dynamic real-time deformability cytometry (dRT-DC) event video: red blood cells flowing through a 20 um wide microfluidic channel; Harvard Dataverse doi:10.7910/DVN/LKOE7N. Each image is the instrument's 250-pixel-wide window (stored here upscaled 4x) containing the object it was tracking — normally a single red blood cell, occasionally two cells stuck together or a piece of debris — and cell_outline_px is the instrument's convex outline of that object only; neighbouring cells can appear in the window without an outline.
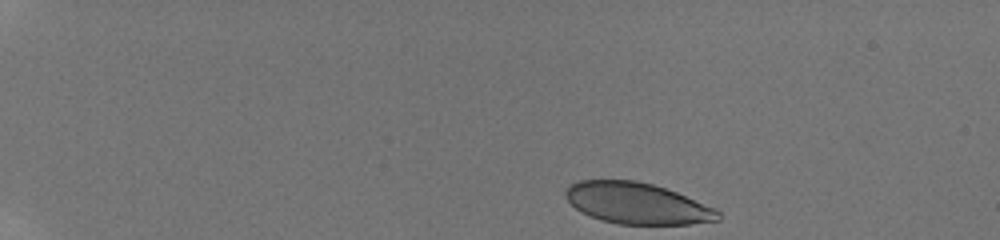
{"species": "human", "species_latin": "Homo sapiens", "temperature_condition": "room temperature", "stored_images_in_passage": 20, "camera_frame_rate_fps": 3000, "um_per_image_px": 0.085, "donor": {"sex": "male"}, "frame": {"image": 1, "passage_image": 1, "time_ms": 0.0, "image_size_px": [1000, 240], "cell_outline_px": [[720, 220], [688, 224], [616, 224], [600, 220], [588, 216], [580, 212], [564, 196], [564, 192], [572, 184], [580, 180], [636, 180], [652, 184], [676, 192], [716, 208], [720, 212]], "centroid_in_image_um": [54.14, 17.29], "position_along_channel_um": 30.9, "area_um2": 36.65}}
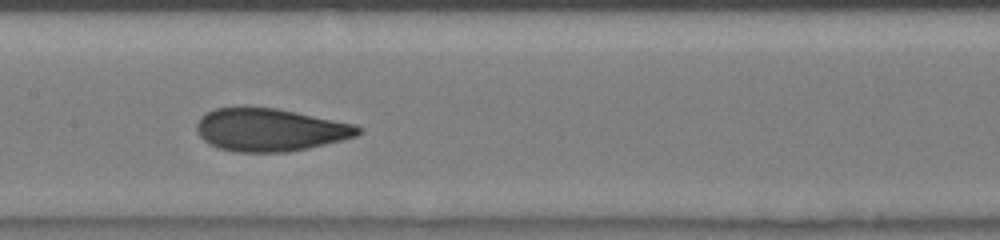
{"frame": {"image": 2, "passage_image": 11, "time_ms": 6.667, "image_size_px": [1000, 240], "cell_outline_px": [[364, 132], [356, 136], [344, 140], [308, 148], [288, 152], [236, 152], [220, 148], [208, 144], [196, 132], [196, 124], [200, 116], [216, 108], [276, 108], [356, 124], [364, 128]], "centroid_in_image_um": [22.99, 11.05], "position_along_channel_um": 184.4, "area_um2": 40.34}}
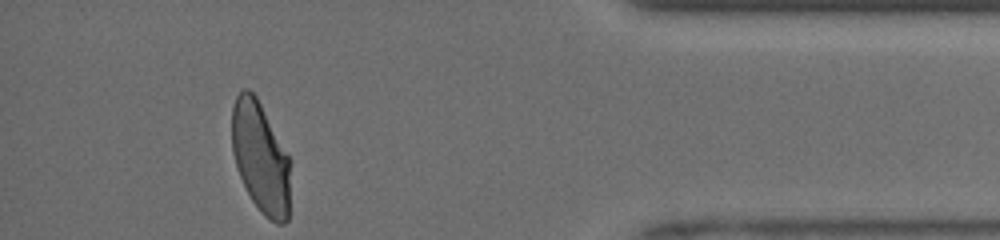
{"frame": {"image": 3, "passage_image": 20, "time_ms": 13.0, "image_size_px": [1000, 240], "cell_outline_px": [[292, 160], [288, 220], [284, 224], [276, 224], [264, 216], [260, 212], [252, 200], [240, 176], [232, 152], [232, 104], [236, 96], [244, 88], [248, 88], [256, 96]], "centroid_in_image_um": [22.18, 13.42], "position_along_channel_um": 413.0, "area_um2": 38.44}, "authors_computed_cell_mechanics": {"area_um2": 39.8242, "velocity_mm_per_s": 4.1042, "shape_relaxation_time_tau1_ms": 4.7786, "shape_relaxation_time_tau2_ms": null, "deformation_change_tau1": 0.1655, "deformation_change_tau2": null}}